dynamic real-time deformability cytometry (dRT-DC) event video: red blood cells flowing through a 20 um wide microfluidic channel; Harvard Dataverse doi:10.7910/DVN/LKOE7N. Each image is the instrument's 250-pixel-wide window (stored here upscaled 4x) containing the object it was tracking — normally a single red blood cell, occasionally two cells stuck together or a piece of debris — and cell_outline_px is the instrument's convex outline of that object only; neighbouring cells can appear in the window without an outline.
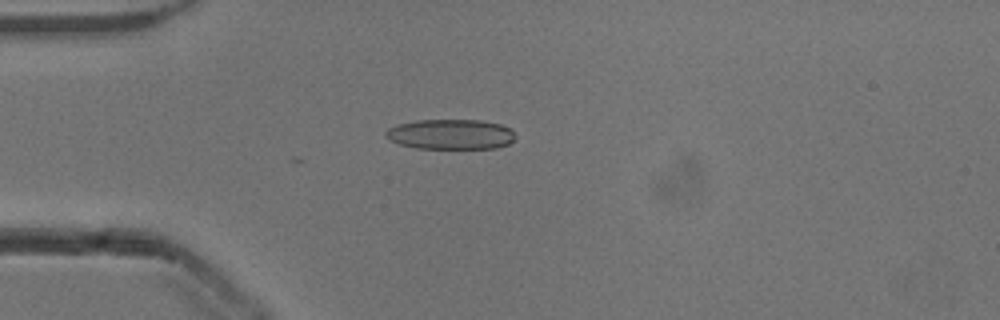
{"species": "common noctule bat (a hibernating species)", "species_latin": "Nyctalus noctula", "temperature_condition": "cold", "stored_images_in_passage": 7, "camera_frame_rate_fps": 3000, "um_per_image_px": 0.085, "animal": {"sex": "male", "body_mass_g": 13.3}, "frame": {"image": 1, "passage_image": 1, "time_ms": 0.0, "image_size_px": [1000, 320], "cell_outline_px": [[516, 136], [508, 144], [496, 148], [416, 148], [400, 144], [392, 140], [384, 132], [388, 128], [396, 124], [416, 120], [480, 120], [500, 124], [512, 128]], "centroid_in_image_um": [38.33, 11.4], "position_along_channel_um": 46.7, "area_um2": 22.72}}
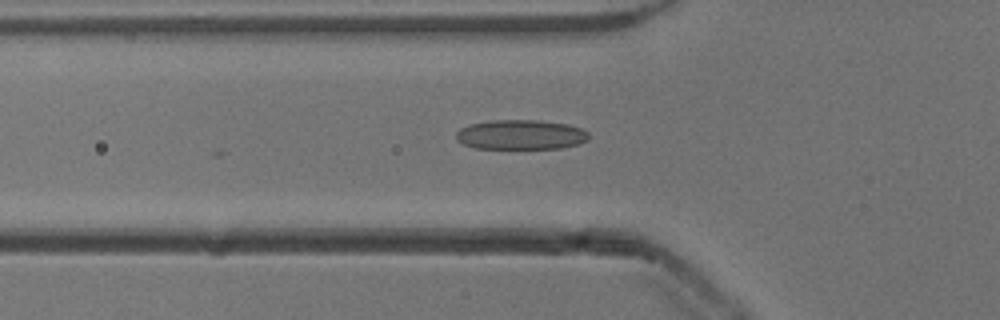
{"frame": {"image": 2, "passage_image": 5, "time_ms": 1.333, "image_size_px": [1000, 320], "cell_outline_px": [[588, 140], [580, 144], [560, 148], [476, 148], [464, 144], [456, 140], [456, 132], [460, 128], [468, 124], [492, 120], [536, 120], [568, 124], [580, 128], [588, 132]], "centroid_in_image_um": [44.26, 11.44], "position_along_channel_um": 81.5, "area_um2": 23.0}}